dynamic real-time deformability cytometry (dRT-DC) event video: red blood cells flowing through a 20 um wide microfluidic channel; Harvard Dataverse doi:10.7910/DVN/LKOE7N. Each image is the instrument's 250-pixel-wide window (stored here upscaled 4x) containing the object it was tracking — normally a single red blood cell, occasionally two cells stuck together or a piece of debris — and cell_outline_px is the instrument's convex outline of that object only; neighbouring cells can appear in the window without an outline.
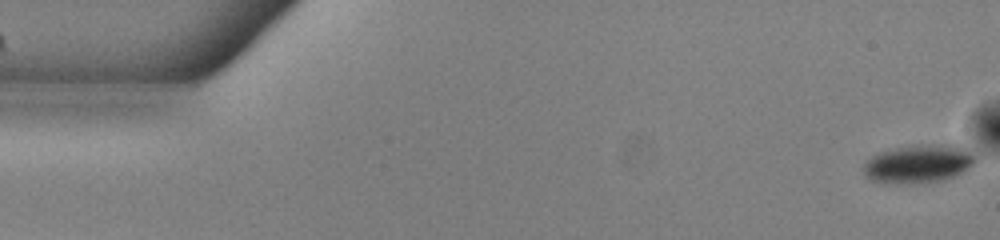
{"species": "common noctule bat (a hibernating species)", "species_latin": "Nyctalus noctula", "temperature_condition": "warm", "stored_images_in_passage": 16, "camera_frame_rate_fps": 3000, "um_per_image_px": 0.085, "animal": {"sex": "male", "body_mass_g": 13.0, "forearm_length_mm": 53.1}, "frame": {"image": 1, "passage_image": 1, "time_ms": 0.0, "image_size_px": [1000, 240], "cell_outline_px": [[976, 160], [964, 172], [940, 180], [912, 184], [884, 184], [872, 180], [864, 176], [864, 164], [872, 156], [880, 152], [896, 148], [920, 144], [952, 144], [964, 148]], "centroid_in_image_um": [78.02, 13.93], "position_along_channel_um": 7.0, "area_um2": 24.91}}
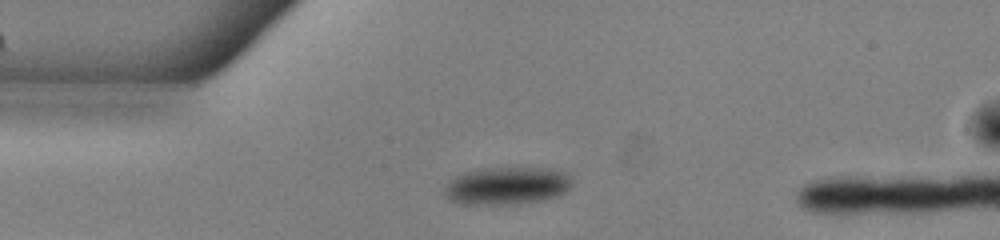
{"frame": {"image": 2, "passage_image": 13, "time_ms": 4.0, "image_size_px": [1000, 240], "cell_outline_px": [[572, 184], [560, 196], [544, 200], [516, 204], [460, 204], [448, 200], [444, 192], [444, 188], [448, 180], [464, 172], [484, 168], [548, 168], [568, 172], [572, 180]], "centroid_in_image_um": [43.09, 15.79], "position_along_channel_um": 41.9, "area_um2": 28.38}}